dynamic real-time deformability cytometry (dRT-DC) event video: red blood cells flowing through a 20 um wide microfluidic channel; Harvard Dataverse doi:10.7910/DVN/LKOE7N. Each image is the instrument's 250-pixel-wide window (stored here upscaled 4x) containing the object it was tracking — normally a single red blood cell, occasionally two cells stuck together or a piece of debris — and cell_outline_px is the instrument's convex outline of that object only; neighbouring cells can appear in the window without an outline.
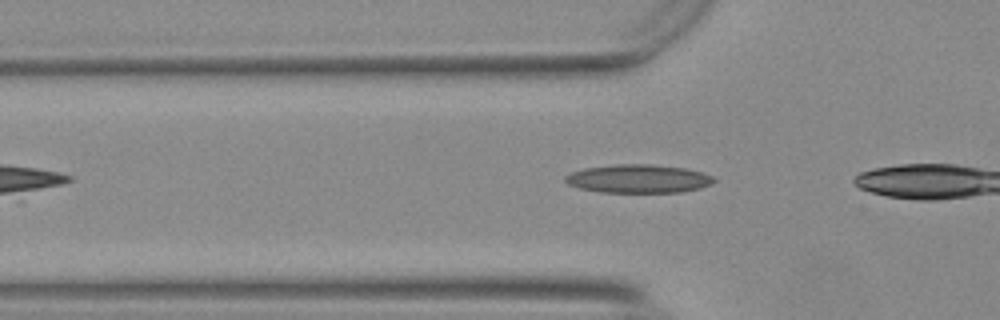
{"species": "Egyptian fruit bat (a non-hibernating species)", "species_latin": "Rousettus aegyptiacus", "temperature_condition": "warm", "stored_images_in_passage": 9, "camera_frame_rate_fps": 3000, "um_per_image_px": 0.085, "animal": {"sex": "female"}, "frame": {"image": 1, "passage_image": 6, "time_ms": 1.667, "image_size_px": [1000, 320], "cell_outline_px": [[716, 180], [712, 184], [700, 188], [680, 192], [600, 192], [580, 188], [568, 184], [564, 180], [564, 176], [572, 172], [584, 168], [616, 164], [652, 164], [688, 168], [712, 176]], "centroid_in_image_um": [54.26, 15.18], "position_along_channel_um": 71.5, "area_um2": 24.68}}